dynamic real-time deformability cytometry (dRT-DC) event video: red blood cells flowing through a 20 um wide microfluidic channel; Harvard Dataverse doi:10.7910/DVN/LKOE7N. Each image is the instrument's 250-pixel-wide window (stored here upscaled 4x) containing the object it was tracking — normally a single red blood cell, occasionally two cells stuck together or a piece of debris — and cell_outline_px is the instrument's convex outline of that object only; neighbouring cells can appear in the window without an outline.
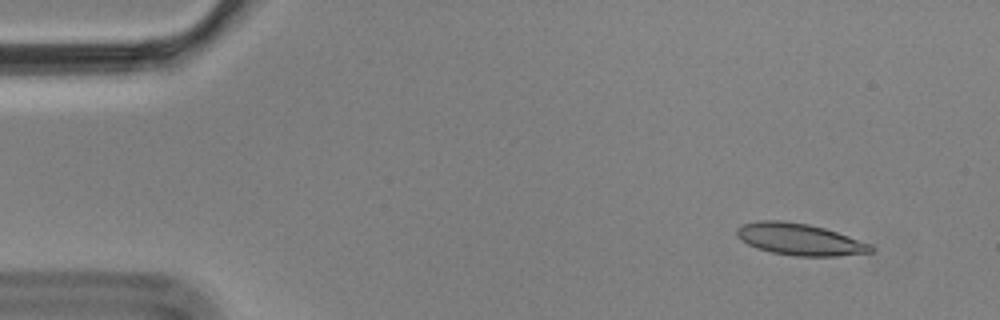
{"species": "Egyptian fruit bat (a non-hibernating species)", "species_latin": "Rousettus aegyptiacus", "temperature_condition": "cold", "stored_images_in_passage": 4, "camera_frame_rate_fps": 3000, "um_per_image_px": 0.085, "animal": {"sex": "male"}, "frame": {"image": 1, "passage_image": 1, "time_ms": 0.0, "image_size_px": [1000, 320], "cell_outline_px": [[876, 248], [872, 252], [836, 256], [796, 256], [772, 252], [756, 248], [748, 244], [736, 236], [736, 228], [744, 224], [760, 220], [784, 220], [808, 224], [824, 228], [872, 244]], "centroid_in_image_um": [67.98, 20.34], "position_along_channel_um": 17.0, "area_um2": 24.8}}
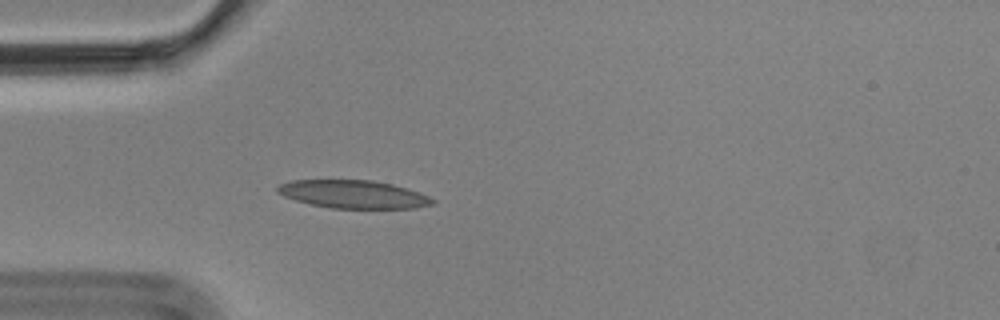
{"frame": {"image": 2, "passage_image": 4, "time_ms": 1.0, "image_size_px": [1000, 320], "cell_outline_px": [[436, 204], [416, 208], [332, 208], [308, 204], [284, 196], [276, 192], [276, 188], [280, 184], [292, 180], [372, 180], [392, 184], [420, 192], [436, 200]], "centroid_in_image_um": [30.06, 16.51], "position_along_channel_um": 54.9, "area_um2": 25.43}}